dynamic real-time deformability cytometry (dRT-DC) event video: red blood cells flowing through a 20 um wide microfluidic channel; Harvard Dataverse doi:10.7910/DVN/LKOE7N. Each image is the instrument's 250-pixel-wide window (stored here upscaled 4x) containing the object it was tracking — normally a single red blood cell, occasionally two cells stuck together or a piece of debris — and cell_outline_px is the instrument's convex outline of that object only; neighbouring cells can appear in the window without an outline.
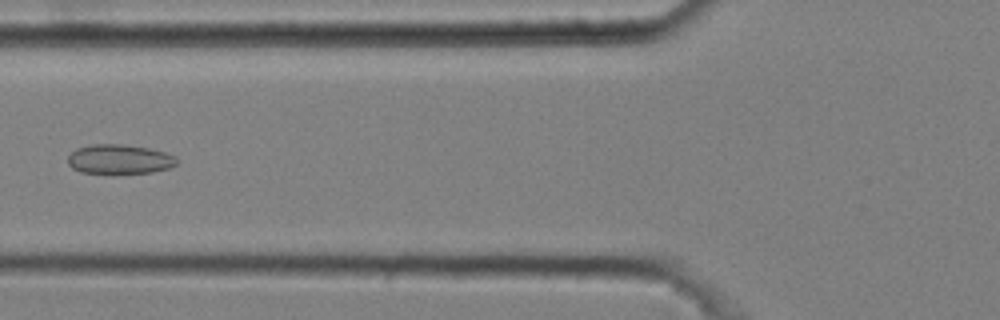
{"species": "common noctule bat (a hibernating species)", "species_latin": "Nyctalus noctula", "temperature_condition": "cold", "stored_images_in_passage": 7, "camera_frame_rate_fps": 3000, "um_per_image_px": 0.085, "animal": {"sex": "male", "body_mass_g": 20.4}, "frame": {"image": 1, "passage_image": 5, "time_ms": 1.333, "image_size_px": [1000, 320], "cell_outline_px": [[176, 164], [168, 168], [152, 172], [116, 176], [80, 172], [72, 168], [68, 164], [68, 156], [76, 148], [92, 144], [124, 144], [148, 148], [164, 152], [176, 156]], "centroid_in_image_um": [10.12, 13.57], "position_along_channel_um": 115.7, "area_um2": 19.42}}
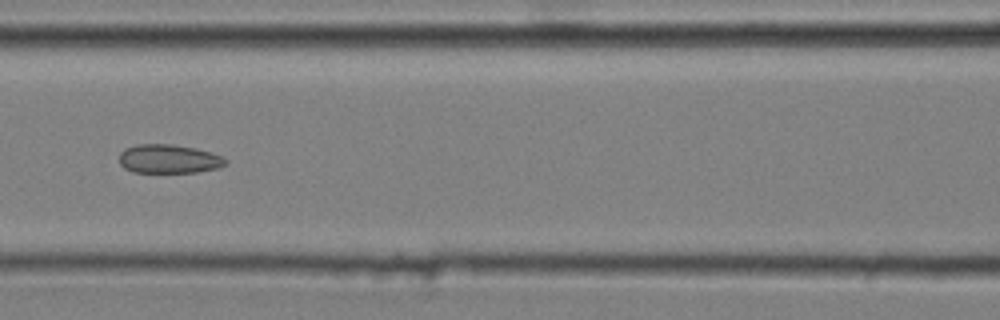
{"frame": {"image": 2, "passage_image": 6, "time_ms": 1.667, "image_size_px": [1000, 320], "cell_outline_px": [[228, 164], [216, 168], [196, 172], [132, 172], [124, 168], [120, 164], [120, 152], [124, 148], [136, 144], [172, 144], [196, 148], [212, 152], [224, 156], [228, 160]], "centroid_in_image_um": [14.37, 13.5], "position_along_channel_um": 152.2, "area_um2": 18.09}}
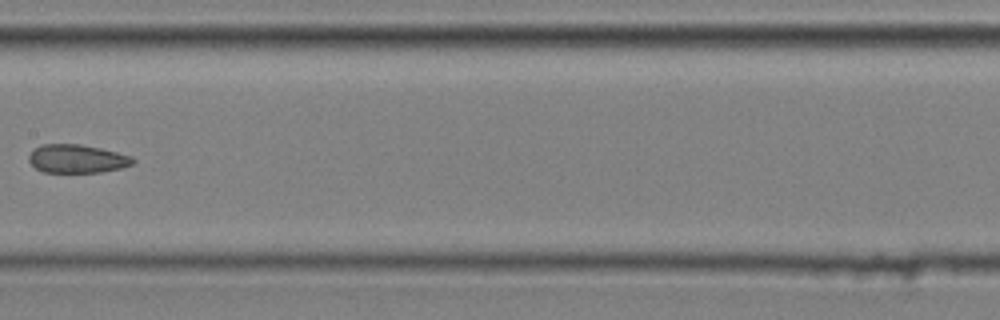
{"frame": {"image": 3, "passage_image": 7, "time_ms": 2.0, "image_size_px": [1000, 320], "cell_outline_px": [[136, 160], [132, 164], [120, 168], [100, 172], [44, 172], [36, 168], [28, 160], [28, 156], [32, 148], [40, 144], [80, 144], [100, 148], [132, 156]], "centroid_in_image_um": [6.51, 13.48], "position_along_channel_um": 200.9, "area_um2": 17.28}}